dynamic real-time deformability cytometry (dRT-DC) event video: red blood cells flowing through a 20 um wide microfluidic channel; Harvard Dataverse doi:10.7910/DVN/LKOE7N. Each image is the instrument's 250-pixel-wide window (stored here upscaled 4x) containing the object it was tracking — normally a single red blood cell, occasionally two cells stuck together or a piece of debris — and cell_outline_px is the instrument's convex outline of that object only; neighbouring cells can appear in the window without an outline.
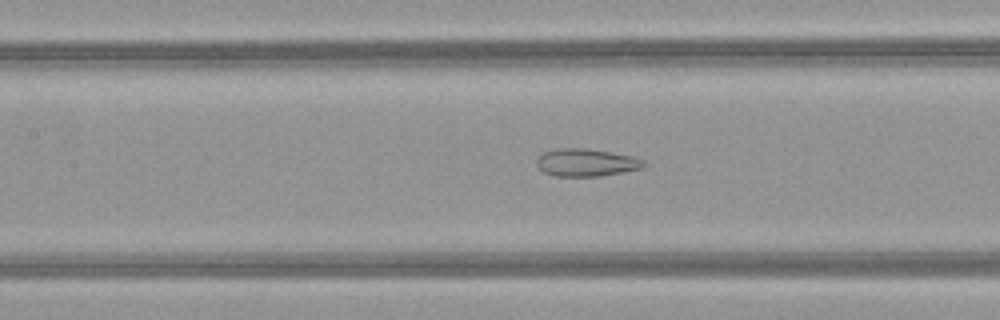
{"species": "common noctule bat (a hibernating species)", "species_latin": "Nyctalus noctula", "temperature_condition": "warm", "stored_images_in_passage": 44, "camera_frame_rate_fps": 3000, "um_per_image_px": 0.085, "animal": {"sex": "female", "body_mass_g": 21.9}, "frame": {"image": 1, "passage_image": 20, "time_ms": 6.333, "image_size_px": [1000, 320], "cell_outline_px": [[648, 164], [644, 168], [600, 176], [556, 176], [544, 172], [536, 164], [536, 160], [544, 152], [556, 148], [588, 148], [632, 156], [644, 160]], "centroid_in_image_um": [49.86, 13.81], "position_along_channel_um": 157.5, "area_um2": 17.28}}
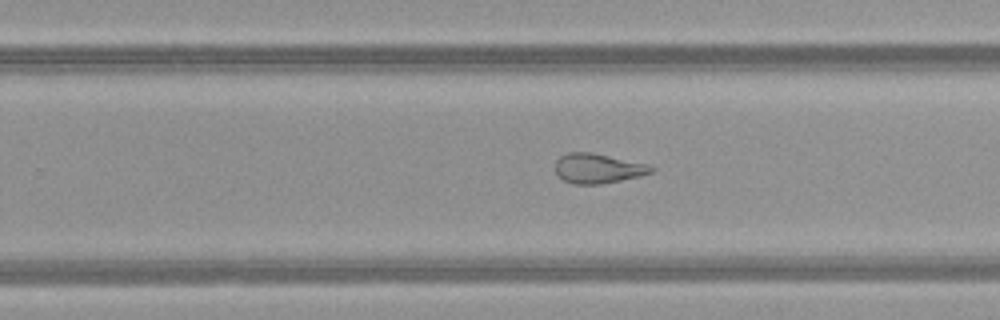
{"frame": {"image": 2, "passage_image": 29, "time_ms": 9.333, "image_size_px": [1000, 320], "cell_outline_px": [[656, 168], [652, 172], [640, 176], [600, 184], [572, 184], [556, 176], [556, 160], [560, 156], [568, 152], [592, 152], [652, 164]], "centroid_in_image_um": [50.85, 14.3], "position_along_channel_um": 278.9, "area_um2": 16.94}}
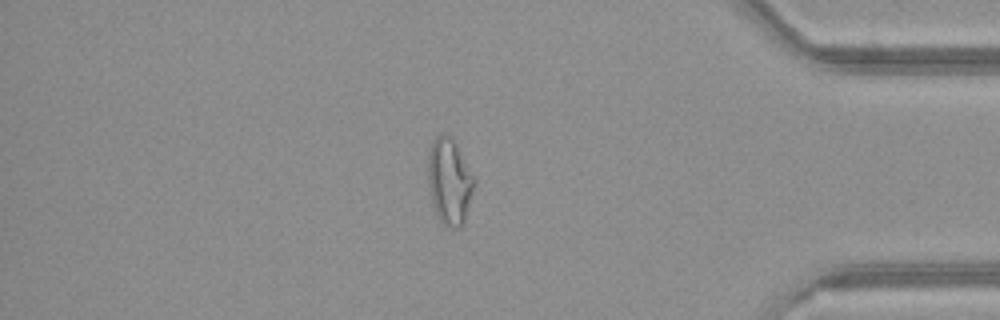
{"frame": {"image": 3, "passage_image": 40, "time_ms": 13.0, "image_size_px": [1000, 320], "cell_outline_px": [[476, 180], [464, 220], [460, 228], [452, 228], [444, 224], [440, 220], [432, 204], [428, 184], [428, 152], [436, 136], [440, 132], [444, 132], [452, 136]], "centroid_in_image_um": [38.19, 15.37], "position_along_channel_um": 397.0, "area_um2": 23.18}, "authors_computed_cell_mechanics": {"area_um2": 21.386, "velocity_mm_per_s": 4.0625, "shape_relaxation_time_tau1_ms": null, "shape_relaxation_time_tau2_ms": 2.1445, "deformation_change_tau1": null, "deformation_change_tau2": 0.1123}}